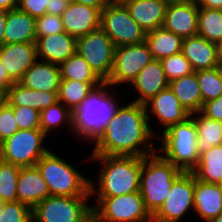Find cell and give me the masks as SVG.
<instances>
[{"instance_id": "7a4b0ae2", "label": "cell", "mask_w": 222, "mask_h": 222, "mask_svg": "<svg viewBox=\"0 0 222 222\" xmlns=\"http://www.w3.org/2000/svg\"><path fill=\"white\" fill-rule=\"evenodd\" d=\"M90 159L104 164L98 176L96 189L90 180V195L114 197L140 191L142 157L91 155Z\"/></svg>"}, {"instance_id": "7dc6e473", "label": "cell", "mask_w": 222, "mask_h": 222, "mask_svg": "<svg viewBox=\"0 0 222 222\" xmlns=\"http://www.w3.org/2000/svg\"><path fill=\"white\" fill-rule=\"evenodd\" d=\"M15 82L9 77L6 68L0 61V84L4 85L7 89Z\"/></svg>"}, {"instance_id": "83f0119b", "label": "cell", "mask_w": 222, "mask_h": 222, "mask_svg": "<svg viewBox=\"0 0 222 222\" xmlns=\"http://www.w3.org/2000/svg\"><path fill=\"white\" fill-rule=\"evenodd\" d=\"M145 42L153 59L162 60L181 52L183 38L159 27L147 32Z\"/></svg>"}, {"instance_id": "9a60e30c", "label": "cell", "mask_w": 222, "mask_h": 222, "mask_svg": "<svg viewBox=\"0 0 222 222\" xmlns=\"http://www.w3.org/2000/svg\"><path fill=\"white\" fill-rule=\"evenodd\" d=\"M61 18L65 32L78 39L100 28L101 11L95 7L70 1Z\"/></svg>"}, {"instance_id": "e575fe53", "label": "cell", "mask_w": 222, "mask_h": 222, "mask_svg": "<svg viewBox=\"0 0 222 222\" xmlns=\"http://www.w3.org/2000/svg\"><path fill=\"white\" fill-rule=\"evenodd\" d=\"M195 72L203 104L222 95V69L220 67Z\"/></svg>"}, {"instance_id": "681fc988", "label": "cell", "mask_w": 222, "mask_h": 222, "mask_svg": "<svg viewBox=\"0 0 222 222\" xmlns=\"http://www.w3.org/2000/svg\"><path fill=\"white\" fill-rule=\"evenodd\" d=\"M18 8V0H0V11H10Z\"/></svg>"}, {"instance_id": "9f6ffc18", "label": "cell", "mask_w": 222, "mask_h": 222, "mask_svg": "<svg viewBox=\"0 0 222 222\" xmlns=\"http://www.w3.org/2000/svg\"><path fill=\"white\" fill-rule=\"evenodd\" d=\"M5 202L0 198V213L3 211Z\"/></svg>"}, {"instance_id": "603a6c76", "label": "cell", "mask_w": 222, "mask_h": 222, "mask_svg": "<svg viewBox=\"0 0 222 222\" xmlns=\"http://www.w3.org/2000/svg\"><path fill=\"white\" fill-rule=\"evenodd\" d=\"M194 212L209 222L222 213V191L217 184L200 181L194 175Z\"/></svg>"}, {"instance_id": "2e32d148", "label": "cell", "mask_w": 222, "mask_h": 222, "mask_svg": "<svg viewBox=\"0 0 222 222\" xmlns=\"http://www.w3.org/2000/svg\"><path fill=\"white\" fill-rule=\"evenodd\" d=\"M144 105L147 114L151 111V113H155L154 115L158 117L157 119L165 127V130L163 131H166L172 125L184 122L191 117V113L181 105L170 87L163 89Z\"/></svg>"}, {"instance_id": "816d5d0a", "label": "cell", "mask_w": 222, "mask_h": 222, "mask_svg": "<svg viewBox=\"0 0 222 222\" xmlns=\"http://www.w3.org/2000/svg\"><path fill=\"white\" fill-rule=\"evenodd\" d=\"M216 52L219 67L222 69V40L216 43Z\"/></svg>"}, {"instance_id": "ac0fdd59", "label": "cell", "mask_w": 222, "mask_h": 222, "mask_svg": "<svg viewBox=\"0 0 222 222\" xmlns=\"http://www.w3.org/2000/svg\"><path fill=\"white\" fill-rule=\"evenodd\" d=\"M17 201L31 210L50 196V191L37 166L21 167L17 182Z\"/></svg>"}, {"instance_id": "484cf974", "label": "cell", "mask_w": 222, "mask_h": 222, "mask_svg": "<svg viewBox=\"0 0 222 222\" xmlns=\"http://www.w3.org/2000/svg\"><path fill=\"white\" fill-rule=\"evenodd\" d=\"M57 101V92L28 89L18 82L8 88L7 103L12 107H31L41 112Z\"/></svg>"}, {"instance_id": "4dcf8cb0", "label": "cell", "mask_w": 222, "mask_h": 222, "mask_svg": "<svg viewBox=\"0 0 222 222\" xmlns=\"http://www.w3.org/2000/svg\"><path fill=\"white\" fill-rule=\"evenodd\" d=\"M195 114L193 119L197 126V150L200 155L213 146L222 145V122L209 119L201 112L191 115Z\"/></svg>"}, {"instance_id": "8992f818", "label": "cell", "mask_w": 222, "mask_h": 222, "mask_svg": "<svg viewBox=\"0 0 222 222\" xmlns=\"http://www.w3.org/2000/svg\"><path fill=\"white\" fill-rule=\"evenodd\" d=\"M197 126L191 115L186 121L172 125L162 132L163 158L183 172H192L199 160Z\"/></svg>"}, {"instance_id": "d4e9b609", "label": "cell", "mask_w": 222, "mask_h": 222, "mask_svg": "<svg viewBox=\"0 0 222 222\" xmlns=\"http://www.w3.org/2000/svg\"><path fill=\"white\" fill-rule=\"evenodd\" d=\"M36 19L19 8L7 11L4 45L35 43Z\"/></svg>"}, {"instance_id": "5bb4252c", "label": "cell", "mask_w": 222, "mask_h": 222, "mask_svg": "<svg viewBox=\"0 0 222 222\" xmlns=\"http://www.w3.org/2000/svg\"><path fill=\"white\" fill-rule=\"evenodd\" d=\"M198 11L197 1L168 3L162 27L183 39L198 35Z\"/></svg>"}, {"instance_id": "6da1fadb", "label": "cell", "mask_w": 222, "mask_h": 222, "mask_svg": "<svg viewBox=\"0 0 222 222\" xmlns=\"http://www.w3.org/2000/svg\"><path fill=\"white\" fill-rule=\"evenodd\" d=\"M149 120L144 104L131 101L122 107L118 105L104 131L94 141L91 155L145 157L157 152L153 143L148 142L154 135Z\"/></svg>"}, {"instance_id": "11a10c76", "label": "cell", "mask_w": 222, "mask_h": 222, "mask_svg": "<svg viewBox=\"0 0 222 222\" xmlns=\"http://www.w3.org/2000/svg\"><path fill=\"white\" fill-rule=\"evenodd\" d=\"M209 222H222V213L219 214L216 218H213Z\"/></svg>"}, {"instance_id": "1f68e13d", "label": "cell", "mask_w": 222, "mask_h": 222, "mask_svg": "<svg viewBox=\"0 0 222 222\" xmlns=\"http://www.w3.org/2000/svg\"><path fill=\"white\" fill-rule=\"evenodd\" d=\"M61 80H76L83 83H104L78 53L59 65Z\"/></svg>"}, {"instance_id": "f907efd6", "label": "cell", "mask_w": 222, "mask_h": 222, "mask_svg": "<svg viewBox=\"0 0 222 222\" xmlns=\"http://www.w3.org/2000/svg\"><path fill=\"white\" fill-rule=\"evenodd\" d=\"M8 89L0 84V107L7 103Z\"/></svg>"}, {"instance_id": "5b68a950", "label": "cell", "mask_w": 222, "mask_h": 222, "mask_svg": "<svg viewBox=\"0 0 222 222\" xmlns=\"http://www.w3.org/2000/svg\"><path fill=\"white\" fill-rule=\"evenodd\" d=\"M36 166L48 185L50 195L91 196L90 179L52 151L42 156Z\"/></svg>"}, {"instance_id": "7c38bea8", "label": "cell", "mask_w": 222, "mask_h": 222, "mask_svg": "<svg viewBox=\"0 0 222 222\" xmlns=\"http://www.w3.org/2000/svg\"><path fill=\"white\" fill-rule=\"evenodd\" d=\"M153 60L145 41L116 47L113 70L105 83L109 86L124 82L132 84L140 71Z\"/></svg>"}, {"instance_id": "52a82bcc", "label": "cell", "mask_w": 222, "mask_h": 222, "mask_svg": "<svg viewBox=\"0 0 222 222\" xmlns=\"http://www.w3.org/2000/svg\"><path fill=\"white\" fill-rule=\"evenodd\" d=\"M95 222H152L140 191L114 197H96Z\"/></svg>"}, {"instance_id": "6f0895ef", "label": "cell", "mask_w": 222, "mask_h": 222, "mask_svg": "<svg viewBox=\"0 0 222 222\" xmlns=\"http://www.w3.org/2000/svg\"><path fill=\"white\" fill-rule=\"evenodd\" d=\"M219 189L222 191V180L217 183Z\"/></svg>"}, {"instance_id": "8d00e7d4", "label": "cell", "mask_w": 222, "mask_h": 222, "mask_svg": "<svg viewBox=\"0 0 222 222\" xmlns=\"http://www.w3.org/2000/svg\"><path fill=\"white\" fill-rule=\"evenodd\" d=\"M160 61L169 82L194 72L190 62L181 52Z\"/></svg>"}, {"instance_id": "4fadbf2b", "label": "cell", "mask_w": 222, "mask_h": 222, "mask_svg": "<svg viewBox=\"0 0 222 222\" xmlns=\"http://www.w3.org/2000/svg\"><path fill=\"white\" fill-rule=\"evenodd\" d=\"M194 174L183 172L172 184L162 206L152 216L153 222H178L194 208Z\"/></svg>"}, {"instance_id": "3957f363", "label": "cell", "mask_w": 222, "mask_h": 222, "mask_svg": "<svg viewBox=\"0 0 222 222\" xmlns=\"http://www.w3.org/2000/svg\"><path fill=\"white\" fill-rule=\"evenodd\" d=\"M182 173L183 171L156 152L142 157L140 193L151 216L162 206L173 182Z\"/></svg>"}, {"instance_id": "4316f807", "label": "cell", "mask_w": 222, "mask_h": 222, "mask_svg": "<svg viewBox=\"0 0 222 222\" xmlns=\"http://www.w3.org/2000/svg\"><path fill=\"white\" fill-rule=\"evenodd\" d=\"M169 87L188 112L193 114L201 111L203 102L196 72L171 81Z\"/></svg>"}, {"instance_id": "f546056e", "label": "cell", "mask_w": 222, "mask_h": 222, "mask_svg": "<svg viewBox=\"0 0 222 222\" xmlns=\"http://www.w3.org/2000/svg\"><path fill=\"white\" fill-rule=\"evenodd\" d=\"M103 83H83L76 80H61L57 92L58 101L72 112L78 109L82 102Z\"/></svg>"}, {"instance_id": "c3c4849f", "label": "cell", "mask_w": 222, "mask_h": 222, "mask_svg": "<svg viewBox=\"0 0 222 222\" xmlns=\"http://www.w3.org/2000/svg\"><path fill=\"white\" fill-rule=\"evenodd\" d=\"M6 19H7V11H0V47L4 45Z\"/></svg>"}, {"instance_id": "7402d4cb", "label": "cell", "mask_w": 222, "mask_h": 222, "mask_svg": "<svg viewBox=\"0 0 222 222\" xmlns=\"http://www.w3.org/2000/svg\"><path fill=\"white\" fill-rule=\"evenodd\" d=\"M181 53L190 62L194 72L219 67L216 44L199 35L184 38Z\"/></svg>"}, {"instance_id": "f35d334b", "label": "cell", "mask_w": 222, "mask_h": 222, "mask_svg": "<svg viewBox=\"0 0 222 222\" xmlns=\"http://www.w3.org/2000/svg\"><path fill=\"white\" fill-rule=\"evenodd\" d=\"M19 130L40 129V112L31 107H12Z\"/></svg>"}, {"instance_id": "ab89813d", "label": "cell", "mask_w": 222, "mask_h": 222, "mask_svg": "<svg viewBox=\"0 0 222 222\" xmlns=\"http://www.w3.org/2000/svg\"><path fill=\"white\" fill-rule=\"evenodd\" d=\"M65 32L62 18L59 15L44 14L36 19V37Z\"/></svg>"}, {"instance_id": "f6af8a7d", "label": "cell", "mask_w": 222, "mask_h": 222, "mask_svg": "<svg viewBox=\"0 0 222 222\" xmlns=\"http://www.w3.org/2000/svg\"><path fill=\"white\" fill-rule=\"evenodd\" d=\"M72 1L98 8L100 11H102L108 4L112 3L111 0H72Z\"/></svg>"}, {"instance_id": "d590c367", "label": "cell", "mask_w": 222, "mask_h": 222, "mask_svg": "<svg viewBox=\"0 0 222 222\" xmlns=\"http://www.w3.org/2000/svg\"><path fill=\"white\" fill-rule=\"evenodd\" d=\"M21 167L0 159V198L4 202L17 201V182Z\"/></svg>"}, {"instance_id": "d6a6232c", "label": "cell", "mask_w": 222, "mask_h": 222, "mask_svg": "<svg viewBox=\"0 0 222 222\" xmlns=\"http://www.w3.org/2000/svg\"><path fill=\"white\" fill-rule=\"evenodd\" d=\"M198 35L215 44L222 40V10L199 7Z\"/></svg>"}, {"instance_id": "8fae6325", "label": "cell", "mask_w": 222, "mask_h": 222, "mask_svg": "<svg viewBox=\"0 0 222 222\" xmlns=\"http://www.w3.org/2000/svg\"><path fill=\"white\" fill-rule=\"evenodd\" d=\"M100 28L116 47L146 40L147 33L132 19L126 7L114 2L101 11Z\"/></svg>"}, {"instance_id": "db71d44e", "label": "cell", "mask_w": 222, "mask_h": 222, "mask_svg": "<svg viewBox=\"0 0 222 222\" xmlns=\"http://www.w3.org/2000/svg\"><path fill=\"white\" fill-rule=\"evenodd\" d=\"M131 1H134V0H115L114 3H117L119 5H125Z\"/></svg>"}, {"instance_id": "f1b7e54d", "label": "cell", "mask_w": 222, "mask_h": 222, "mask_svg": "<svg viewBox=\"0 0 222 222\" xmlns=\"http://www.w3.org/2000/svg\"><path fill=\"white\" fill-rule=\"evenodd\" d=\"M200 181L217 184L222 180V145L213 146L199 155V160L192 171Z\"/></svg>"}, {"instance_id": "bcb514c9", "label": "cell", "mask_w": 222, "mask_h": 222, "mask_svg": "<svg viewBox=\"0 0 222 222\" xmlns=\"http://www.w3.org/2000/svg\"><path fill=\"white\" fill-rule=\"evenodd\" d=\"M199 7L222 10V0H197Z\"/></svg>"}, {"instance_id": "cb8c5ba5", "label": "cell", "mask_w": 222, "mask_h": 222, "mask_svg": "<svg viewBox=\"0 0 222 222\" xmlns=\"http://www.w3.org/2000/svg\"><path fill=\"white\" fill-rule=\"evenodd\" d=\"M167 4L165 0H134L124 6L132 19L147 33L163 26Z\"/></svg>"}, {"instance_id": "44dd1931", "label": "cell", "mask_w": 222, "mask_h": 222, "mask_svg": "<svg viewBox=\"0 0 222 222\" xmlns=\"http://www.w3.org/2000/svg\"><path fill=\"white\" fill-rule=\"evenodd\" d=\"M60 82L59 65L43 60L33 63L18 81L28 89L46 92H58Z\"/></svg>"}, {"instance_id": "30bf717a", "label": "cell", "mask_w": 222, "mask_h": 222, "mask_svg": "<svg viewBox=\"0 0 222 222\" xmlns=\"http://www.w3.org/2000/svg\"><path fill=\"white\" fill-rule=\"evenodd\" d=\"M115 44L99 28L77 39L76 53L84 58L93 72L105 83L113 70Z\"/></svg>"}, {"instance_id": "74e56055", "label": "cell", "mask_w": 222, "mask_h": 222, "mask_svg": "<svg viewBox=\"0 0 222 222\" xmlns=\"http://www.w3.org/2000/svg\"><path fill=\"white\" fill-rule=\"evenodd\" d=\"M0 222H32V210L19 201L5 202Z\"/></svg>"}, {"instance_id": "ba28073f", "label": "cell", "mask_w": 222, "mask_h": 222, "mask_svg": "<svg viewBox=\"0 0 222 222\" xmlns=\"http://www.w3.org/2000/svg\"><path fill=\"white\" fill-rule=\"evenodd\" d=\"M92 196H48L32 209V222H90L92 207L86 201Z\"/></svg>"}, {"instance_id": "ee69618b", "label": "cell", "mask_w": 222, "mask_h": 222, "mask_svg": "<svg viewBox=\"0 0 222 222\" xmlns=\"http://www.w3.org/2000/svg\"><path fill=\"white\" fill-rule=\"evenodd\" d=\"M69 0H50L46 7V14H54L61 16L68 7Z\"/></svg>"}, {"instance_id": "9c48e42d", "label": "cell", "mask_w": 222, "mask_h": 222, "mask_svg": "<svg viewBox=\"0 0 222 222\" xmlns=\"http://www.w3.org/2000/svg\"><path fill=\"white\" fill-rule=\"evenodd\" d=\"M45 136L41 129L18 130L0 143V159L19 167L36 166L49 151L42 145Z\"/></svg>"}, {"instance_id": "d6986e66", "label": "cell", "mask_w": 222, "mask_h": 222, "mask_svg": "<svg viewBox=\"0 0 222 222\" xmlns=\"http://www.w3.org/2000/svg\"><path fill=\"white\" fill-rule=\"evenodd\" d=\"M35 45L39 59L60 65L76 53L77 39L66 32H60L36 37Z\"/></svg>"}, {"instance_id": "b9f144b4", "label": "cell", "mask_w": 222, "mask_h": 222, "mask_svg": "<svg viewBox=\"0 0 222 222\" xmlns=\"http://www.w3.org/2000/svg\"><path fill=\"white\" fill-rule=\"evenodd\" d=\"M50 0H18V8L37 19L46 14V7Z\"/></svg>"}, {"instance_id": "e0dca14e", "label": "cell", "mask_w": 222, "mask_h": 222, "mask_svg": "<svg viewBox=\"0 0 222 222\" xmlns=\"http://www.w3.org/2000/svg\"><path fill=\"white\" fill-rule=\"evenodd\" d=\"M37 59L35 43H13L0 47V61L14 82H18Z\"/></svg>"}, {"instance_id": "7bdbcfd3", "label": "cell", "mask_w": 222, "mask_h": 222, "mask_svg": "<svg viewBox=\"0 0 222 222\" xmlns=\"http://www.w3.org/2000/svg\"><path fill=\"white\" fill-rule=\"evenodd\" d=\"M200 112L209 119L222 122V95L205 102Z\"/></svg>"}, {"instance_id": "ffe728a7", "label": "cell", "mask_w": 222, "mask_h": 222, "mask_svg": "<svg viewBox=\"0 0 222 222\" xmlns=\"http://www.w3.org/2000/svg\"><path fill=\"white\" fill-rule=\"evenodd\" d=\"M169 83L161 61L154 59L140 71L136 79L132 82V85L139 93V97L133 102L145 104L163 89L169 87Z\"/></svg>"}, {"instance_id": "836d02e7", "label": "cell", "mask_w": 222, "mask_h": 222, "mask_svg": "<svg viewBox=\"0 0 222 222\" xmlns=\"http://www.w3.org/2000/svg\"><path fill=\"white\" fill-rule=\"evenodd\" d=\"M64 121V122H63ZM70 125L71 131L73 128V112L63 105L60 101H57L53 105L40 112V129L46 134L49 133L60 124Z\"/></svg>"}, {"instance_id": "277c9868", "label": "cell", "mask_w": 222, "mask_h": 222, "mask_svg": "<svg viewBox=\"0 0 222 222\" xmlns=\"http://www.w3.org/2000/svg\"><path fill=\"white\" fill-rule=\"evenodd\" d=\"M109 85L103 83L82 102L73 112V133L92 143L104 131L117 109L118 103L106 90ZM109 92V93H108Z\"/></svg>"}, {"instance_id": "60d3db41", "label": "cell", "mask_w": 222, "mask_h": 222, "mask_svg": "<svg viewBox=\"0 0 222 222\" xmlns=\"http://www.w3.org/2000/svg\"><path fill=\"white\" fill-rule=\"evenodd\" d=\"M19 130L12 106L8 103L0 107V143Z\"/></svg>"}, {"instance_id": "f5cc1de1", "label": "cell", "mask_w": 222, "mask_h": 222, "mask_svg": "<svg viewBox=\"0 0 222 222\" xmlns=\"http://www.w3.org/2000/svg\"><path fill=\"white\" fill-rule=\"evenodd\" d=\"M167 3H178V2H194L197 0H165Z\"/></svg>"}]
</instances>
